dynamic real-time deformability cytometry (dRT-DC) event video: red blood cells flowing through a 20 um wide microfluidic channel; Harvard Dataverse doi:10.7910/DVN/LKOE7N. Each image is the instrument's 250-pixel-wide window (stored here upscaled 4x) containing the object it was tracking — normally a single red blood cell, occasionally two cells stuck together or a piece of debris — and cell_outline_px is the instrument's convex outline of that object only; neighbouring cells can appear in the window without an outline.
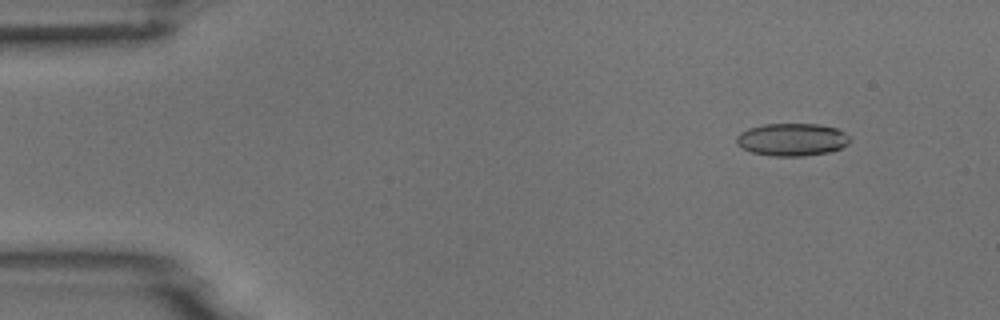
{"species": "common noctule bat (a hibernating species)", "species_latin": "Nyctalus noctula", "temperature_condition": "room temperature", "stored_images_in_passage": 3, "camera_frame_rate_fps": 3000, "um_per_image_px": 0.085, "animal": {"sex": "male", "body_mass_g": 18.8}, "frame": {"image": 1, "passage_image": 1, "time_ms": 0.0, "image_size_px": [1000, 320], "cell_outline_px": [[852, 140], [848, 144], [840, 148], [828, 152], [804, 156], [772, 156], [752, 152], [736, 144], [736, 136], [740, 132], [748, 128], [764, 124], [816, 124], [836, 128], [852, 136]], "centroid_in_image_um": [67.34, 11.86], "position_along_channel_um": 17.7, "area_um2": 21.68}}
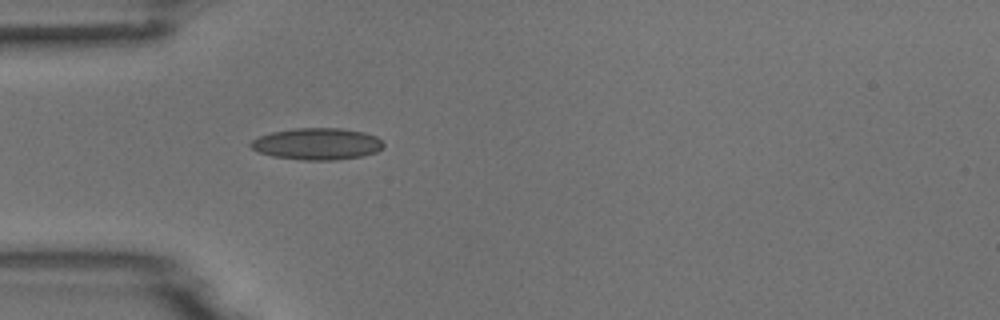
{"frame": {"image": 2, "passage_image": 3, "time_ms": 0.667, "image_size_px": [1000, 320], "cell_outline_px": [[384, 144], [376, 152], [364, 156], [336, 160], [304, 160], [272, 156], [260, 152], [252, 148], [248, 144], [252, 140], [260, 136], [272, 132], [296, 128], [340, 128], [364, 132], [376, 136]], "centroid_in_image_um": [26.96, 12.23], "position_along_channel_um": 58.0, "area_um2": 24.45}}